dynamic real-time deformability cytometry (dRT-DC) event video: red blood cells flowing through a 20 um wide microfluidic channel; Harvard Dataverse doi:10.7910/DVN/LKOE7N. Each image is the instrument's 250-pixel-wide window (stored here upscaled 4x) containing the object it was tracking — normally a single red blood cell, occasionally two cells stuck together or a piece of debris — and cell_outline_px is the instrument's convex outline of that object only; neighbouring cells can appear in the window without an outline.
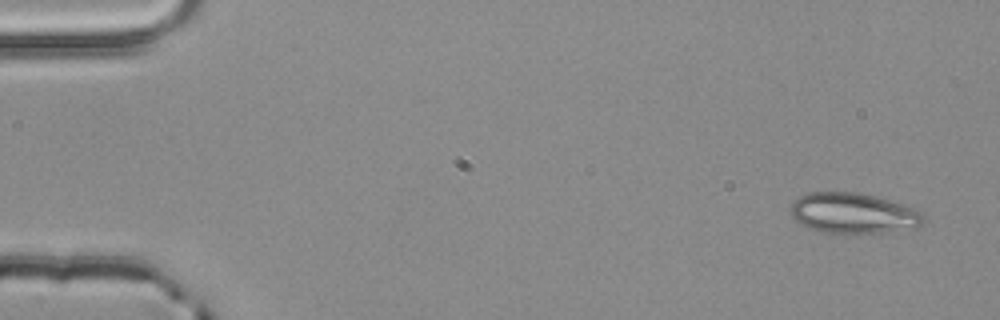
{"species": "common noctule bat (a hibernating species)", "species_latin": "Nyctalus noctula", "temperature_condition": "room temperature", "stored_images_in_passage": 3, "camera_frame_rate_fps": 3000, "um_per_image_px": 0.085, "animal": {"sex": "male", "body_mass_g": 20.4}, "frame": {"image": 1, "passage_image": 1, "time_ms": 0.0, "image_size_px": [1000, 320], "cell_outline_px": [[924, 224], [916, 228], [892, 232], [820, 232], [800, 224], [792, 216], [792, 200], [804, 192], [856, 192], [876, 196], [912, 208], [920, 212], [924, 216]], "centroid_in_image_um": [72.52, 18.11], "position_along_channel_um": 12.5, "area_um2": 31.27}}